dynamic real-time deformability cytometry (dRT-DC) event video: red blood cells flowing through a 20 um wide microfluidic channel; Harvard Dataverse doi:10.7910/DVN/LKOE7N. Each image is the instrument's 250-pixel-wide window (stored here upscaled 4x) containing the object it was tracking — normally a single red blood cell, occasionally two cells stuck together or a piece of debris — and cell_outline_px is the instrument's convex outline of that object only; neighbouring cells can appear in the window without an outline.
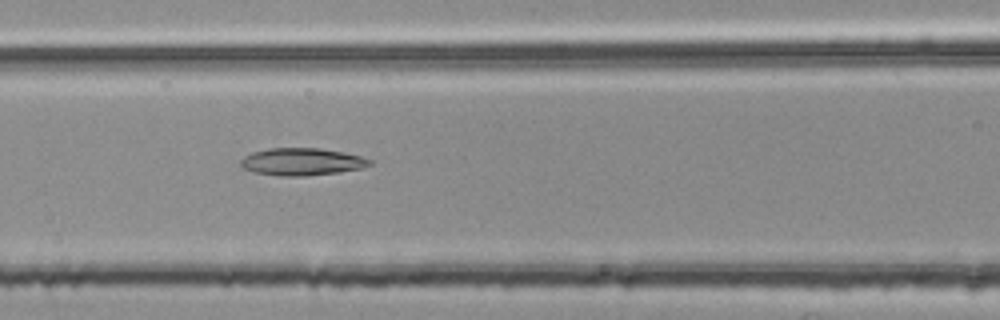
{"species": "common noctule bat (a hibernating species)", "species_latin": "Nyctalus noctula", "temperature_condition": "room temperature", "stored_images_in_passage": 44, "camera_frame_rate_fps": 3000, "um_per_image_px": 0.085, "animal": {"sex": "female", "body_mass_g": 25.1}, "frame": {"image": 1, "passage_image": 13, "time_ms": 4.0, "image_size_px": [1000, 320], "cell_outline_px": [[372, 164], [364, 168], [340, 172], [304, 176], [280, 176], [256, 172], [244, 168], [240, 164], [240, 160], [244, 156], [252, 152], [268, 148], [320, 148], [344, 152], [360, 156], [372, 160]], "centroid_in_image_um": [25.68, 13.74], "position_along_channel_um": 140.9, "area_um2": 20.63}}
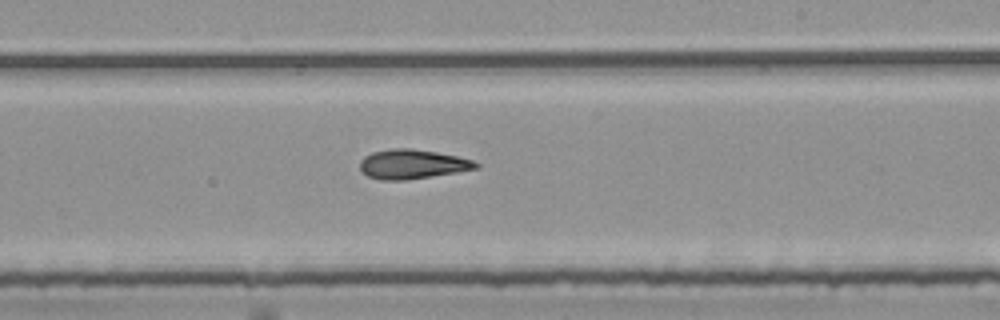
{"frame": {"image": 2, "passage_image": 22, "time_ms": 7.0, "image_size_px": [1000, 320], "cell_outline_px": [[480, 164], [476, 168], [456, 172], [404, 180], [380, 180], [368, 176], [360, 168], [360, 160], [364, 156], [372, 152], [392, 148], [408, 148], [436, 152], [456, 156], [472, 160]], "centroid_in_image_um": [35.0, 13.95], "position_along_channel_um": 254.0, "area_um2": 19.59}}
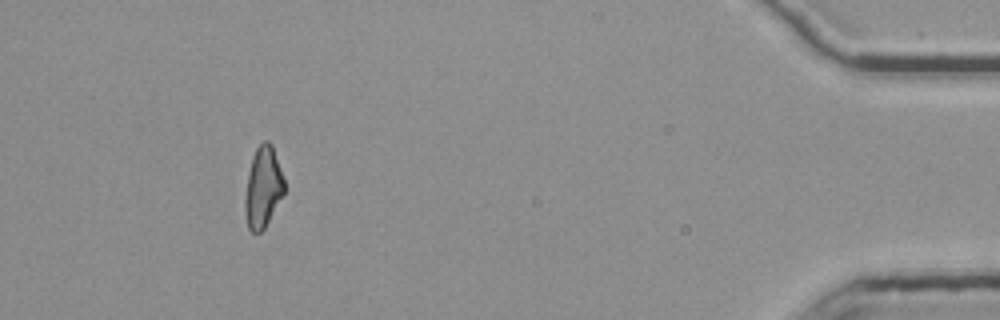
{"frame": {"image": 3, "passage_image": 40, "time_ms": 13.0, "image_size_px": [1000, 320], "cell_outline_px": [[284, 192], [264, 228], [260, 232], [252, 232], [248, 228], [244, 212], [244, 200], [248, 172], [252, 156], [256, 148], [264, 140], [268, 140], [272, 144], [284, 180]], "centroid_in_image_um": [22.33, 15.9], "position_along_channel_um": 412.9, "area_um2": 18.38}, "authors_computed_cell_mechanics": {"area_um2": 19.5075, "velocity_mm_per_s": 3.7833, "shape_relaxation_time_tau1_ms": null, "shape_relaxation_time_tau2_ms": 5.0258, "deformation_change_tau1": null, "deformation_change_tau2": 0.1589}}